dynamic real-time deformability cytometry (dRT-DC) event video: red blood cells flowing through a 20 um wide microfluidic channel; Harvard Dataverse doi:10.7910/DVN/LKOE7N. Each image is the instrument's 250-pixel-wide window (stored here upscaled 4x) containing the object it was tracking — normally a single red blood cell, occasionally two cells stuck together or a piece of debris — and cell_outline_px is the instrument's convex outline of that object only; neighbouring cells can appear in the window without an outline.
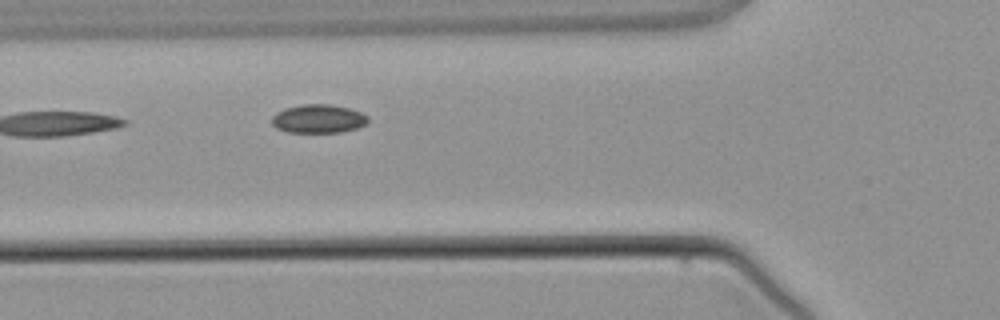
{"species": "common noctule bat (a hibernating species)", "species_latin": "Nyctalus noctula", "temperature_condition": "warm", "stored_images_in_passage": 3, "camera_frame_rate_fps": 3000, "um_per_image_px": 0.085, "animal": {"sex": "male", "body_mass_g": 21.5, "forearm_length_mm": 52.0}, "frame": {"image": 1, "passage_image": 3, "time_ms": 2.667, "image_size_px": [1000, 320], "cell_outline_px": [[368, 120], [364, 124], [356, 128], [340, 132], [288, 132], [276, 128], [272, 124], [272, 116], [276, 112], [284, 108], [304, 104], [332, 104], [348, 108], [360, 112], [368, 116]], "centroid_in_image_um": [27.03, 10.09], "position_along_channel_um": 98.8, "area_um2": 15.95}}